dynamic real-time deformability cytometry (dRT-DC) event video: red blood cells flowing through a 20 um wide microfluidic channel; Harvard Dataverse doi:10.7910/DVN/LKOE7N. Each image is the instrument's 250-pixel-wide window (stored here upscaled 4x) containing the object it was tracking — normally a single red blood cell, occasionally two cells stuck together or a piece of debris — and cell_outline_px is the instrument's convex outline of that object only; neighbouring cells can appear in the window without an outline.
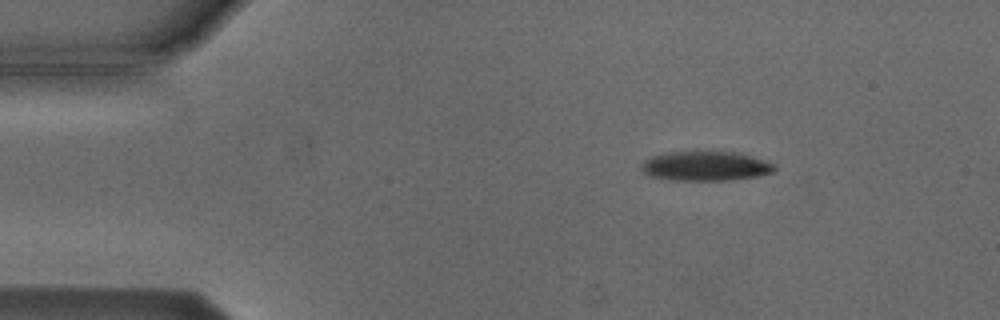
{"species": "Egyptian fruit bat (a non-hibernating species)", "species_latin": "Rousettus aegyptiacus", "temperature_condition": "cold", "stored_images_in_passage": 3, "segment_of_instrument_passage": [1, 2], "camera_frame_rate_fps": 3000, "um_per_image_px": 0.085, "animal": {"sex": "male"}, "frame": {"image": 1, "passage_image": 1, "time_ms": 0.0, "image_size_px": [1000, 320], "cell_outline_px": [[776, 168], [772, 172], [756, 176], [732, 180], [668, 180], [648, 176], [640, 168], [640, 164], [644, 160], [652, 156], [668, 152], [736, 152], [752, 156], [776, 164]], "centroid_in_image_um": [59.94, 14.12], "position_along_channel_um": 25.1, "area_um2": 22.95}}